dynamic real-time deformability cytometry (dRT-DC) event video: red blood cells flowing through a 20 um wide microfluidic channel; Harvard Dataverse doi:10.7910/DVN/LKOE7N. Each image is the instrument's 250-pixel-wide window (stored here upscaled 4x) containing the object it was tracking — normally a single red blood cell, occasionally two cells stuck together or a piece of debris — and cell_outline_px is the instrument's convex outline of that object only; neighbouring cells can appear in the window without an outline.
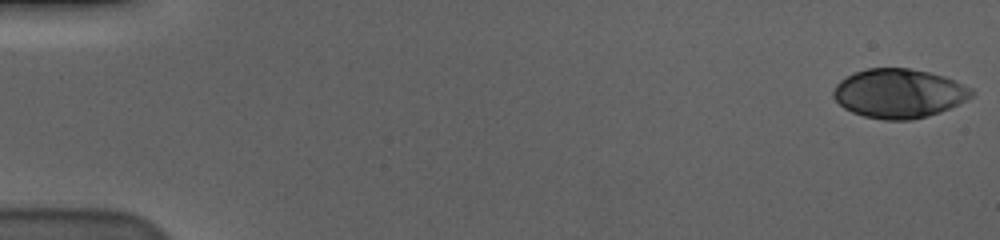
{"species": "human", "species_latin": "Homo sapiens", "temperature_condition": "cold", "stored_images_in_passage": 58, "camera_frame_rate_fps": 3000, "um_per_image_px": 0.085, "donor": {"sex": "male"}, "frame": {"image": 1, "passage_image": 1, "time_ms": 0.0, "image_size_px": [1000, 240], "cell_outline_px": [[976, 92], [972, 96], [940, 112], [928, 116], [912, 120], [884, 120], [864, 116], [852, 112], [844, 108], [832, 96], [832, 92], [836, 84], [840, 80], [856, 72], [868, 68], [908, 68], [928, 72], [944, 76], [956, 80], [972, 88]], "centroid_in_image_um": [76.41, 7.94], "position_along_channel_um": 8.6, "area_um2": 39.54}}
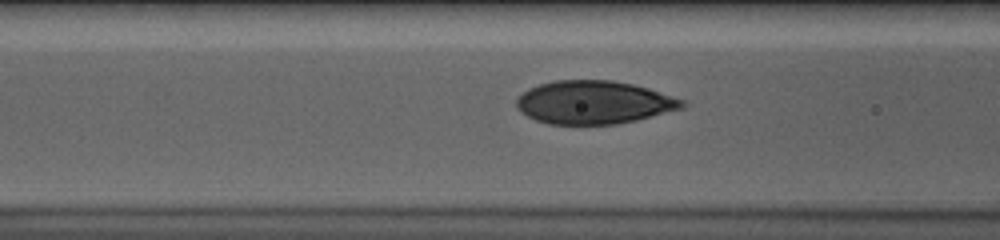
{"frame": {"image": 2, "passage_image": 24, "time_ms": 7.667, "image_size_px": [1000, 240], "cell_outline_px": [[688, 104], [684, 108], [636, 120], [616, 124], [548, 124], [536, 120], [520, 112], [516, 108], [516, 100], [528, 88], [540, 84], [556, 80], [612, 80], [632, 84], [648, 88], [684, 100]], "centroid_in_image_um": [50.48, 8.7], "position_along_channel_um": 116.1, "area_um2": 41.67}}
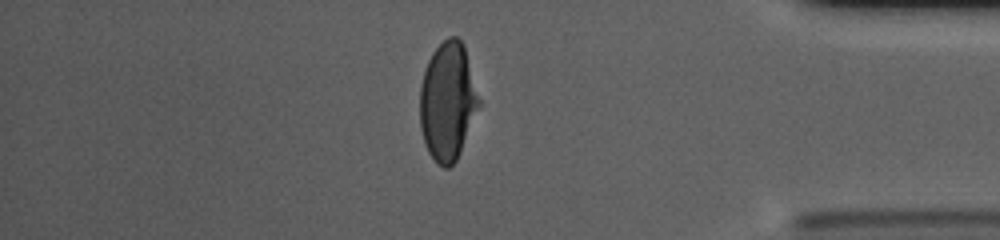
{"frame": {"image": 3, "passage_image": 50, "time_ms": 16.333, "image_size_px": [1000, 240], "cell_outline_px": [[480, 104], [460, 152], [456, 160], [448, 168], [444, 168], [436, 164], [428, 152], [424, 144], [420, 128], [420, 84], [428, 60], [432, 52], [448, 36], [456, 36], [464, 44], [480, 100]], "centroid_in_image_um": [38.03, 8.62], "position_along_channel_um": 397.2, "area_um2": 40.69}, "authors_computed_cell_mechanics": {"area_um2": 41.3559, "velocity_mm_per_s": 3.558, "shape_relaxation_time_tau1_ms": 4.7443, "shape_relaxation_time_tau2_ms": null, "deformation_change_tau1": 0.2056, "deformation_change_tau2": null}}